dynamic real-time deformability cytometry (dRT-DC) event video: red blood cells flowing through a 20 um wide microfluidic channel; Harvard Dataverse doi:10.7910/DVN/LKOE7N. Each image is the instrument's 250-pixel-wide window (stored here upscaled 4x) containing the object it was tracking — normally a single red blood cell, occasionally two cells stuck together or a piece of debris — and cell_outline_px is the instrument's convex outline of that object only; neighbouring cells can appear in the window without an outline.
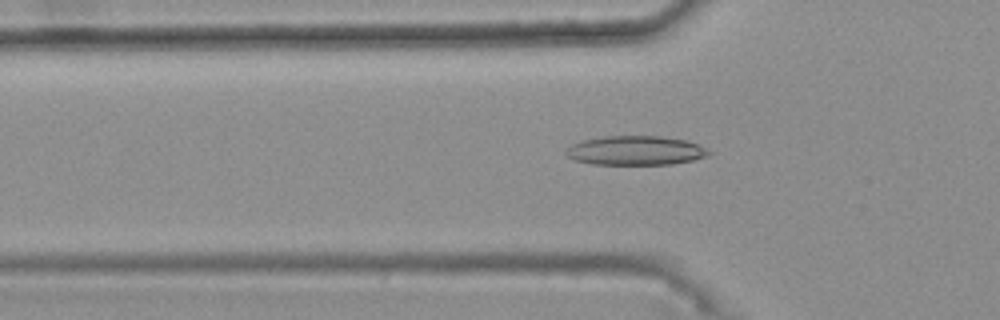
{"species": "common noctule bat (a hibernating species)", "species_latin": "Nyctalus noctula", "temperature_condition": "warm", "stored_images_in_passage": 48, "camera_frame_rate_fps": 3000, "um_per_image_px": 0.085, "animal": {"sex": "female", "body_mass_g": 25.1}, "frame": {"image": 1, "passage_image": 18, "time_ms": 5.667, "image_size_px": [1000, 320], "cell_outline_px": [[712, 152], [708, 156], [692, 160], [672, 164], [592, 164], [576, 160], [568, 156], [564, 152], [572, 144], [580, 140], [604, 136], [660, 136], [688, 140], [708, 148]], "centroid_in_image_um": [54.06, 12.78], "position_along_channel_um": 71.7, "area_um2": 24.45}}
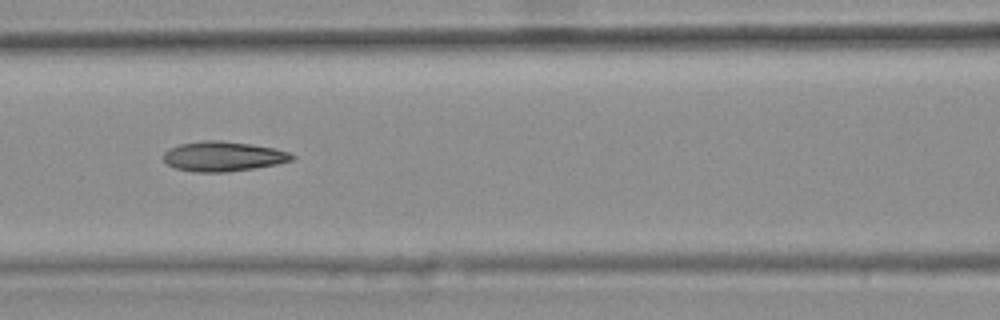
{"frame": {"image": 2, "passage_image": 24, "time_ms": 7.667, "image_size_px": [1000, 320], "cell_outline_px": [[296, 156], [292, 160], [276, 164], [256, 168], [224, 172], [192, 172], [176, 168], [168, 164], [164, 160], [164, 152], [168, 148], [180, 144], [204, 140], [220, 140], [252, 144], [276, 148], [288, 152]], "centroid_in_image_um": [18.97, 13.29], "position_along_channel_um": 147.6, "area_um2": 22.43}}
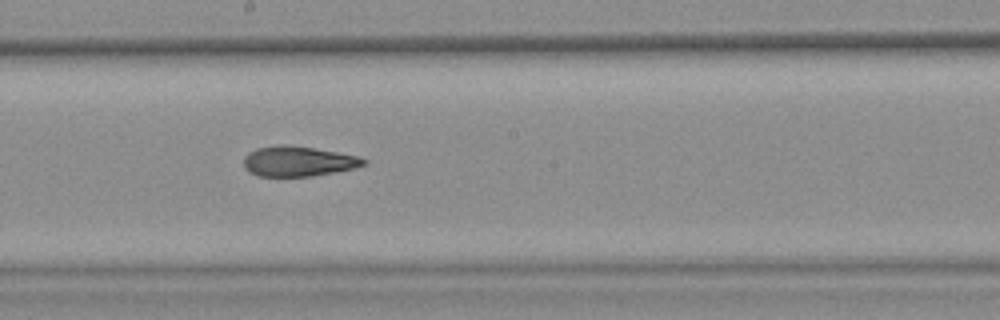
{"frame": {"image": 3, "passage_image": 30, "time_ms": 9.667, "image_size_px": [1000, 320], "cell_outline_px": [[368, 164], [356, 168], [336, 172], [312, 176], [256, 176], [248, 172], [244, 168], [244, 156], [248, 152], [256, 148], [312, 148], [360, 156], [368, 160]], "centroid_in_image_um": [25.41, 13.77], "position_along_channel_um": 222.8, "area_um2": 20.46}, "authors_computed_cell_mechanics": {"area_um2": 22.0507, "velocity_mm_per_s": 3.77, "shape_relaxation_time_tau1_ms": null, "shape_relaxation_time_tau2_ms": 4.0365, "deformation_change_tau1": null, "deformation_change_tau2": 0.1288}}